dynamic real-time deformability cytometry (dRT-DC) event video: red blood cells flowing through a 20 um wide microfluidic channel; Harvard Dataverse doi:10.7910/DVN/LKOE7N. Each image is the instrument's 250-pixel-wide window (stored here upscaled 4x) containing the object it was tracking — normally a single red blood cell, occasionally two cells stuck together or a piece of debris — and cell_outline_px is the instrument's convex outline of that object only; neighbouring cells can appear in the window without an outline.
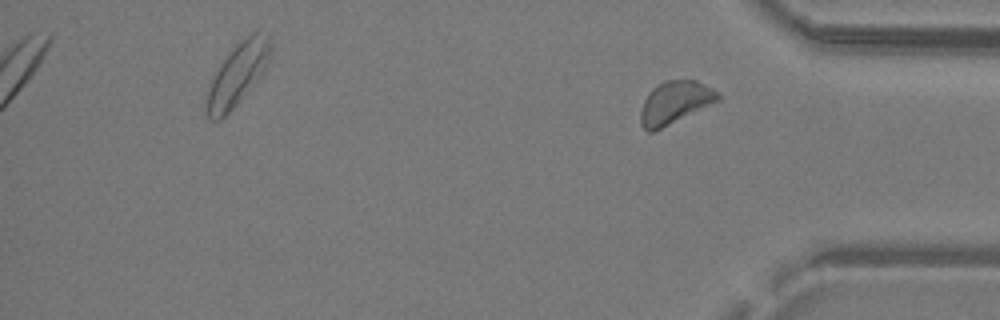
{"species": "common noctule bat (a hibernating species)", "species_latin": "Nyctalus noctula", "temperature_condition": "warm", "stored_images_in_passage": 26, "camera_frame_rate_fps": 3000, "um_per_image_px": 0.085, "animal": {"sex": "male", "body_mass_g": 19.2, "forearm_length_mm": 51.8}, "frame": {"image": 1, "passage_image": 26, "time_ms": 8.333, "image_size_px": [1000, 320], "cell_outline_px": [[720, 100], [652, 132], [648, 132], [640, 124], [640, 108], [644, 100], [652, 88], [664, 80], [696, 80], [712, 88], [720, 96]], "centroid_in_image_um": [57.33, 8.7], "position_along_channel_um": 377.9, "area_um2": 18.96}}